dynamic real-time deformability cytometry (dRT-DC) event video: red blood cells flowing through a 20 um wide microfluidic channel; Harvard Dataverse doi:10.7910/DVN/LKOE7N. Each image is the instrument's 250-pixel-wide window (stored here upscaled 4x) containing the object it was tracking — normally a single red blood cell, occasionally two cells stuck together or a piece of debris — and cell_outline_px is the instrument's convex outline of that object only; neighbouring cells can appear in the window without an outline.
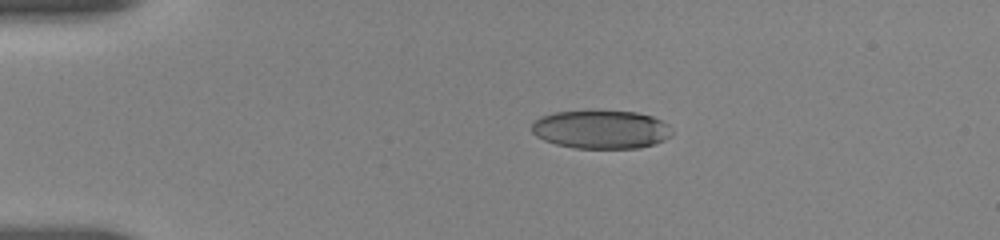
{"species": "human", "species_latin": "Homo sapiens", "temperature_condition": "room temperature", "stored_images_in_passage": 44, "camera_frame_rate_fps": 3000, "um_per_image_px": 0.085, "donor": {"sex": "female"}, "frame": {"image": 1, "passage_image": 1, "time_ms": 0.0, "image_size_px": [1000, 240], "cell_outline_px": [[672, 132], [664, 140], [640, 148], [572, 148], [556, 144], [544, 140], [536, 136], [532, 132], [532, 124], [540, 116], [552, 112], [636, 112], [652, 116], [668, 124]], "centroid_in_image_um": [51.06, 11.02], "position_along_channel_um": 33.9, "area_um2": 31.04}}
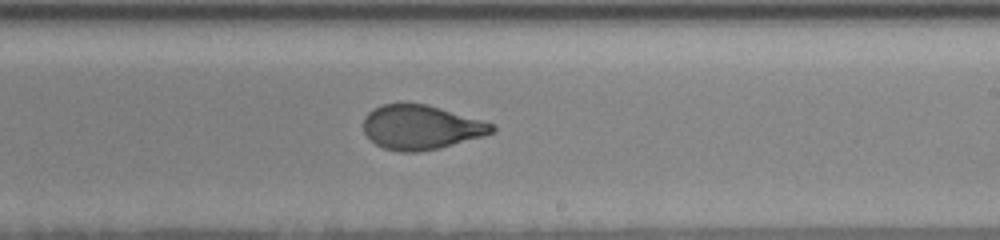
{"frame": {"image": 2, "passage_image": 23, "time_ms": 7.333, "image_size_px": [1000, 240], "cell_outline_px": [[496, 128], [492, 132], [480, 136], [440, 148], [416, 152], [400, 152], [384, 148], [376, 144], [364, 132], [364, 116], [368, 112], [384, 104], [424, 104], [440, 108], [496, 124]], "centroid_in_image_um": [35.78, 10.82], "position_along_channel_um": 253.2, "area_um2": 32.71}}
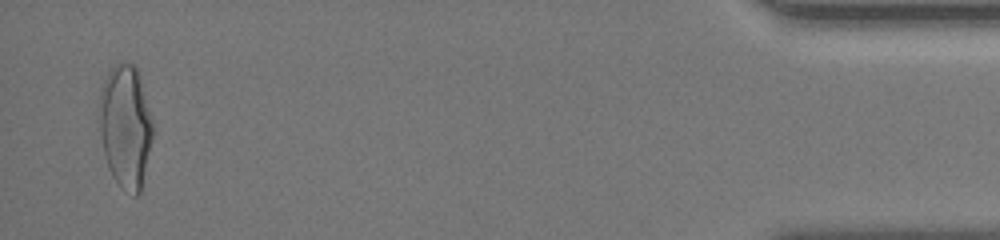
{"frame": {"image": 3, "passage_image": 43, "time_ms": 14.0, "image_size_px": [1000, 240], "cell_outline_px": [[152, 140], [140, 192], [136, 196], [132, 196], [120, 188], [112, 176], [104, 152], [100, 132], [100, 88], [108, 72], [120, 60], [132, 64], [136, 68], [140, 76], [152, 120]], "centroid_in_image_um": [10.67, 10.74], "position_along_channel_um": 424.5, "area_um2": 38.21}, "authors_computed_cell_mechanics": {"area_um2": 34.0442, "velocity_mm_per_s": 3.6928, "shape_relaxation_time_tau1_ms": 6.4911, "shape_relaxation_time_tau2_ms": 0.8965, "deformation_change_tau1": 0.2056, "deformation_change_tau2": 0.0711}}